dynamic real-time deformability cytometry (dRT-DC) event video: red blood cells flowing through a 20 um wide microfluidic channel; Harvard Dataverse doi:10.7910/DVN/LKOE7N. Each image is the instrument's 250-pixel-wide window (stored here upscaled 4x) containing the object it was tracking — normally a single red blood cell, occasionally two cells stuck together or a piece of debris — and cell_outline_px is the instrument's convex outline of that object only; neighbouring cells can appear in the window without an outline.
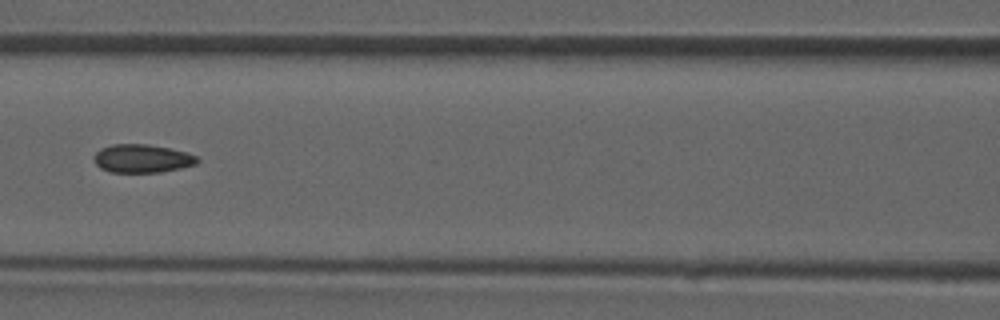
{"species": "common noctule bat (a hibernating species)", "species_latin": "Nyctalus noctula", "temperature_condition": "room temperature", "stored_images_in_passage": 38, "camera_frame_rate_fps": 3000, "um_per_image_px": 0.085, "animal": {"sex": "male", "forearm_length_mm": 52.5}, "frame": {"image": 1, "passage_image": 17, "time_ms": 5.333, "image_size_px": [1000, 320], "cell_outline_px": [[200, 160], [196, 164], [180, 168], [160, 172], [112, 172], [100, 168], [96, 164], [96, 152], [100, 148], [112, 144], [148, 144], [188, 152], [196, 156]], "centroid_in_image_um": [12.11, 13.47], "position_along_channel_um": 154.5, "area_um2": 16.94}}